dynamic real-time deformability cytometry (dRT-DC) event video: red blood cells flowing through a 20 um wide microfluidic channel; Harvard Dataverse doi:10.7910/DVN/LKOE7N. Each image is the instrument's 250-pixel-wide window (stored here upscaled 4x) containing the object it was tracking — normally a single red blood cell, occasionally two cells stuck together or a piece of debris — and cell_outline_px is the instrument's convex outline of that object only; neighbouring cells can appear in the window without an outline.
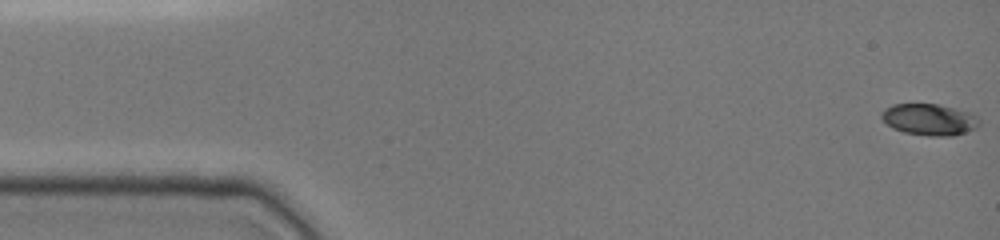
{"species": "common noctule bat (a hibernating species)", "species_latin": "Nyctalus noctula", "temperature_condition": "cold", "stored_images_in_passage": 48, "camera_frame_rate_fps": 3000, "um_per_image_px": 0.085, "animal": {"sex": "female", "body_mass_g": 19.0, "forearm_length_mm": 51.5}, "frame": {"image": 1, "passage_image": 1, "time_ms": 0.0, "image_size_px": [1000, 240], "cell_outline_px": [[980, 124], [976, 128], [952, 136], [928, 136], [904, 132], [892, 128], [880, 116], [880, 112], [884, 108], [892, 104], [936, 104], [972, 112], [980, 120]], "centroid_in_image_um": [78.99, 10.15], "position_along_channel_um": 6.0, "area_um2": 18.03}}
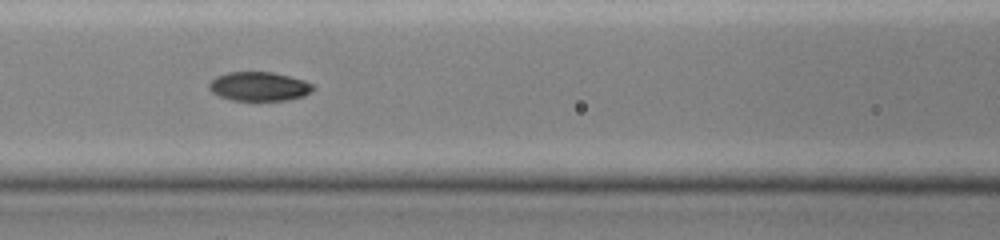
{"frame": {"image": 2, "passage_image": 21, "time_ms": 6.667, "image_size_px": [1000, 240], "cell_outline_px": [[316, 88], [312, 92], [304, 96], [288, 100], [232, 100], [220, 96], [212, 92], [208, 88], [208, 84], [216, 76], [228, 72], [272, 72], [304, 80], [312, 84]], "centroid_in_image_um": [22.04, 7.35], "position_along_channel_um": 144.6, "area_um2": 17.63}}
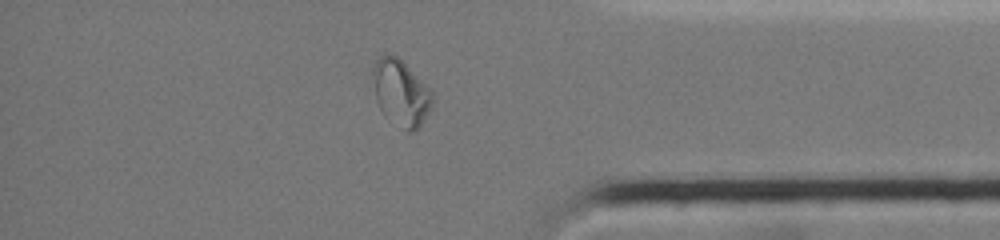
{"frame": {"image": 3, "passage_image": 41, "time_ms": 13.333, "image_size_px": [1000, 240], "cell_outline_px": [[432, 104], [420, 128], [412, 132], [408, 132], [384, 116], [376, 100], [372, 72], [372, 68], [376, 60], [384, 52], [388, 52], [396, 56], [432, 88]], "centroid_in_image_um": [34.08, 7.88], "position_along_channel_um": 401.1, "area_um2": 23.18}, "authors_computed_cell_mechanics": {"area_um2": 17.8891, "velocity_mm_per_s": 3.9731, "shape_relaxation_time_tau1_ms": null, "shape_relaxation_time_tau2_ms": 1.9967, "deformation_change_tau1": null, "deformation_change_tau2": 0.0395}}